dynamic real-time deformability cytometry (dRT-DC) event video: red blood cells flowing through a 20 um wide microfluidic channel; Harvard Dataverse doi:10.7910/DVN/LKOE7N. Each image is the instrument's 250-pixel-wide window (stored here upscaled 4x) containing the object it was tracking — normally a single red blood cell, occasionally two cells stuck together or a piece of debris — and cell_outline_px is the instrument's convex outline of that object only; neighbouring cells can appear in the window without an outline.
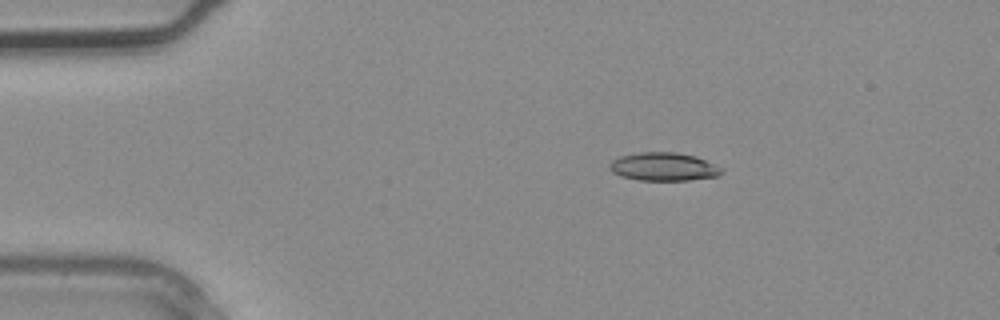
{"species": "common noctule bat (a hibernating species)", "species_latin": "Nyctalus noctula", "temperature_condition": "warm", "stored_images_in_passage": 1, "camera_frame_rate_fps": 3000, "um_per_image_px": 0.085, "animal": {"sex": "male", "body_mass_g": 20.4}, "frame": {"image": 1, "passage_image": 1, "time_ms": 0.0, "image_size_px": [1000, 320], "cell_outline_px": [[724, 172], [716, 176], [688, 180], [640, 180], [620, 176], [612, 172], [608, 168], [608, 164], [612, 160], [620, 156], [640, 152], [676, 152], [696, 156], [724, 168]], "centroid_in_image_um": [56.4, 14.16], "position_along_channel_um": 28.6, "area_um2": 18.55}}